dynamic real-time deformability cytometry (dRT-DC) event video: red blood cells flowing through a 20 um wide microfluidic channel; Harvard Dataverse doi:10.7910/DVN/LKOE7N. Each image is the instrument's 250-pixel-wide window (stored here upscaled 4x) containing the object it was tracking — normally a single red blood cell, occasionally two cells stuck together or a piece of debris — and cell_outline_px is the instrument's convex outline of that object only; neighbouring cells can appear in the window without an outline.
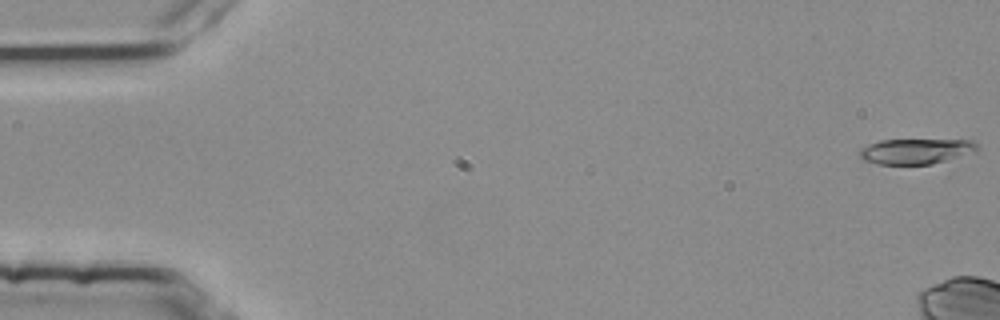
{"species": "common noctule bat (a hibernating species)", "species_latin": "Nyctalus noctula", "temperature_condition": "room temperature", "stored_images_in_passage": 7, "camera_frame_rate_fps": 3000, "um_per_image_px": 0.085, "animal": {"sex": "female", "body_mass_g": 25.1}, "frame": {"image": 1, "passage_image": 1, "time_ms": 0.0, "image_size_px": [1000, 320], "cell_outline_px": [[980, 148], [976, 152], [932, 164], [876, 164], [864, 160], [856, 152], [860, 148], [868, 144], [880, 140], [972, 140]], "centroid_in_image_um": [77.83, 12.85], "position_along_channel_um": 7.2, "area_um2": 17.51}}